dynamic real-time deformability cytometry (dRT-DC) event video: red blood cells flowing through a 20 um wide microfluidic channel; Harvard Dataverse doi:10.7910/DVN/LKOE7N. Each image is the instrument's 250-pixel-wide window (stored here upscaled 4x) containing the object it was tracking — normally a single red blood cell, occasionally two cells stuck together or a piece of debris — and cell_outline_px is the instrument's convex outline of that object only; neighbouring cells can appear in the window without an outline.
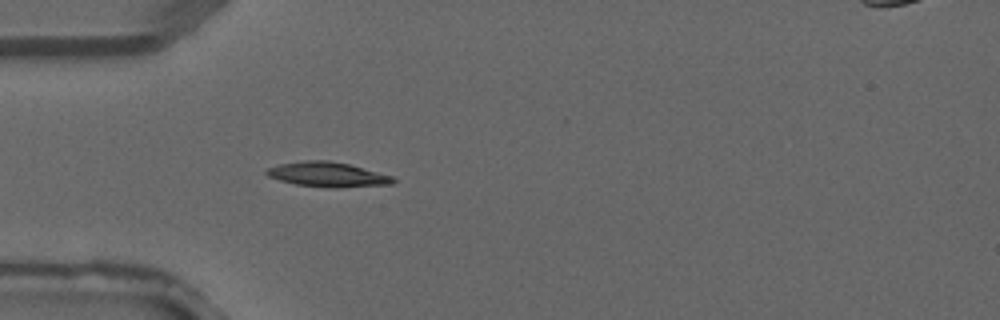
{"species": "common noctule bat (a hibernating species)", "species_latin": "Nyctalus noctula", "temperature_condition": "warm", "stored_images_in_passage": 2, "camera_frame_rate_fps": 3000, "um_per_image_px": 0.085, "animal": {"sex": "male", "forearm_length_mm": 52.5}, "frame": {"image": 1, "passage_image": 2, "time_ms": 0.333, "image_size_px": [1000, 320], "cell_outline_px": [[396, 180], [392, 184], [336, 188], [328, 188], [296, 184], [280, 180], [268, 176], [264, 172], [268, 168], [280, 164], [304, 160], [328, 160], [348, 164], [392, 176]], "centroid_in_image_um": [27.83, 14.83], "position_along_channel_um": 57.2, "area_um2": 18.15}}